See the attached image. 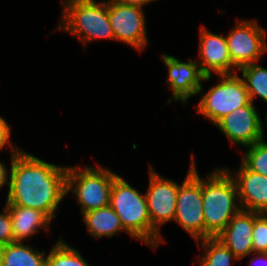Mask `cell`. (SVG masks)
Returning a JSON list of instances; mask_svg holds the SVG:
<instances>
[{
	"label": "cell",
	"mask_w": 267,
	"mask_h": 266,
	"mask_svg": "<svg viewBox=\"0 0 267 266\" xmlns=\"http://www.w3.org/2000/svg\"><path fill=\"white\" fill-rule=\"evenodd\" d=\"M46 266H90L81 253L72 246L70 247L63 238L53 245L46 255Z\"/></svg>",
	"instance_id": "44dd1931"
},
{
	"label": "cell",
	"mask_w": 267,
	"mask_h": 266,
	"mask_svg": "<svg viewBox=\"0 0 267 266\" xmlns=\"http://www.w3.org/2000/svg\"><path fill=\"white\" fill-rule=\"evenodd\" d=\"M190 167L177 193L174 221L181 226L194 241L205 239V222L202 201V178L191 154Z\"/></svg>",
	"instance_id": "52a82bcc"
},
{
	"label": "cell",
	"mask_w": 267,
	"mask_h": 266,
	"mask_svg": "<svg viewBox=\"0 0 267 266\" xmlns=\"http://www.w3.org/2000/svg\"><path fill=\"white\" fill-rule=\"evenodd\" d=\"M253 253H267V213L254 212Z\"/></svg>",
	"instance_id": "603a6c76"
},
{
	"label": "cell",
	"mask_w": 267,
	"mask_h": 266,
	"mask_svg": "<svg viewBox=\"0 0 267 266\" xmlns=\"http://www.w3.org/2000/svg\"><path fill=\"white\" fill-rule=\"evenodd\" d=\"M144 9L108 0V16L114 39L142 52L150 45L147 38Z\"/></svg>",
	"instance_id": "9c48e42d"
},
{
	"label": "cell",
	"mask_w": 267,
	"mask_h": 266,
	"mask_svg": "<svg viewBox=\"0 0 267 266\" xmlns=\"http://www.w3.org/2000/svg\"><path fill=\"white\" fill-rule=\"evenodd\" d=\"M266 36V30L254 19H239L225 36L232 63L239 69L259 62L267 51Z\"/></svg>",
	"instance_id": "ba28073f"
},
{
	"label": "cell",
	"mask_w": 267,
	"mask_h": 266,
	"mask_svg": "<svg viewBox=\"0 0 267 266\" xmlns=\"http://www.w3.org/2000/svg\"><path fill=\"white\" fill-rule=\"evenodd\" d=\"M82 217L87 227V232L94 238L101 239L104 236L111 238L122 231L128 233L124 229L119 216L110 205L85 212Z\"/></svg>",
	"instance_id": "e0dca14e"
},
{
	"label": "cell",
	"mask_w": 267,
	"mask_h": 266,
	"mask_svg": "<svg viewBox=\"0 0 267 266\" xmlns=\"http://www.w3.org/2000/svg\"><path fill=\"white\" fill-rule=\"evenodd\" d=\"M253 226L254 212L241 209L215 238L241 260L253 254Z\"/></svg>",
	"instance_id": "9a60e30c"
},
{
	"label": "cell",
	"mask_w": 267,
	"mask_h": 266,
	"mask_svg": "<svg viewBox=\"0 0 267 266\" xmlns=\"http://www.w3.org/2000/svg\"><path fill=\"white\" fill-rule=\"evenodd\" d=\"M13 242L14 236L12 232L11 215L5 203L3 212L0 213V246L7 245Z\"/></svg>",
	"instance_id": "cb8c5ba5"
},
{
	"label": "cell",
	"mask_w": 267,
	"mask_h": 266,
	"mask_svg": "<svg viewBox=\"0 0 267 266\" xmlns=\"http://www.w3.org/2000/svg\"><path fill=\"white\" fill-rule=\"evenodd\" d=\"M1 266H46V252L35 250L24 242L0 246Z\"/></svg>",
	"instance_id": "ac0fdd59"
},
{
	"label": "cell",
	"mask_w": 267,
	"mask_h": 266,
	"mask_svg": "<svg viewBox=\"0 0 267 266\" xmlns=\"http://www.w3.org/2000/svg\"><path fill=\"white\" fill-rule=\"evenodd\" d=\"M9 179V170H7L6 166L2 161H0V189L5 185H8Z\"/></svg>",
	"instance_id": "83f0119b"
},
{
	"label": "cell",
	"mask_w": 267,
	"mask_h": 266,
	"mask_svg": "<svg viewBox=\"0 0 267 266\" xmlns=\"http://www.w3.org/2000/svg\"><path fill=\"white\" fill-rule=\"evenodd\" d=\"M149 185L146 190L148 214L151 225L158 231L160 226L174 221L179 185L159 175L149 164Z\"/></svg>",
	"instance_id": "7c38bea8"
},
{
	"label": "cell",
	"mask_w": 267,
	"mask_h": 266,
	"mask_svg": "<svg viewBox=\"0 0 267 266\" xmlns=\"http://www.w3.org/2000/svg\"><path fill=\"white\" fill-rule=\"evenodd\" d=\"M241 162L251 171L267 176V142L265 138L245 147Z\"/></svg>",
	"instance_id": "7402d4cb"
},
{
	"label": "cell",
	"mask_w": 267,
	"mask_h": 266,
	"mask_svg": "<svg viewBox=\"0 0 267 266\" xmlns=\"http://www.w3.org/2000/svg\"><path fill=\"white\" fill-rule=\"evenodd\" d=\"M242 210L267 213V176L249 170L242 162L237 173L232 174Z\"/></svg>",
	"instance_id": "5bb4252c"
},
{
	"label": "cell",
	"mask_w": 267,
	"mask_h": 266,
	"mask_svg": "<svg viewBox=\"0 0 267 266\" xmlns=\"http://www.w3.org/2000/svg\"><path fill=\"white\" fill-rule=\"evenodd\" d=\"M202 178V201L205 222V239L215 238L241 210L237 186L224 168Z\"/></svg>",
	"instance_id": "7a4b0ae2"
},
{
	"label": "cell",
	"mask_w": 267,
	"mask_h": 266,
	"mask_svg": "<svg viewBox=\"0 0 267 266\" xmlns=\"http://www.w3.org/2000/svg\"><path fill=\"white\" fill-rule=\"evenodd\" d=\"M217 76L220 81L208 88L206 93H202L201 86L198 92L201 97L196 107L197 113L214 125L230 112L251 102L244 81L237 73Z\"/></svg>",
	"instance_id": "8992f818"
},
{
	"label": "cell",
	"mask_w": 267,
	"mask_h": 266,
	"mask_svg": "<svg viewBox=\"0 0 267 266\" xmlns=\"http://www.w3.org/2000/svg\"><path fill=\"white\" fill-rule=\"evenodd\" d=\"M61 6L59 28L55 30L76 36L84 48L92 40H115L108 16V1L61 0Z\"/></svg>",
	"instance_id": "277c9868"
},
{
	"label": "cell",
	"mask_w": 267,
	"mask_h": 266,
	"mask_svg": "<svg viewBox=\"0 0 267 266\" xmlns=\"http://www.w3.org/2000/svg\"><path fill=\"white\" fill-rule=\"evenodd\" d=\"M11 128L8 122L0 116V151L7 145L9 149H15L17 146L11 144Z\"/></svg>",
	"instance_id": "d4e9b609"
},
{
	"label": "cell",
	"mask_w": 267,
	"mask_h": 266,
	"mask_svg": "<svg viewBox=\"0 0 267 266\" xmlns=\"http://www.w3.org/2000/svg\"><path fill=\"white\" fill-rule=\"evenodd\" d=\"M242 74L245 87L251 102L256 97L261 98L267 104V68L259 66L257 62L238 69Z\"/></svg>",
	"instance_id": "ffe728a7"
},
{
	"label": "cell",
	"mask_w": 267,
	"mask_h": 266,
	"mask_svg": "<svg viewBox=\"0 0 267 266\" xmlns=\"http://www.w3.org/2000/svg\"><path fill=\"white\" fill-rule=\"evenodd\" d=\"M7 202L37 209L51 220L66 195L68 167L51 164L18 146L11 149Z\"/></svg>",
	"instance_id": "6da1fadb"
},
{
	"label": "cell",
	"mask_w": 267,
	"mask_h": 266,
	"mask_svg": "<svg viewBox=\"0 0 267 266\" xmlns=\"http://www.w3.org/2000/svg\"><path fill=\"white\" fill-rule=\"evenodd\" d=\"M109 205L131 238L142 241L152 249L164 242L162 234L151 225L145 193H140L120 175L114 179Z\"/></svg>",
	"instance_id": "3957f363"
},
{
	"label": "cell",
	"mask_w": 267,
	"mask_h": 266,
	"mask_svg": "<svg viewBox=\"0 0 267 266\" xmlns=\"http://www.w3.org/2000/svg\"><path fill=\"white\" fill-rule=\"evenodd\" d=\"M8 211L11 215L12 232L14 242H24L40 229L48 232L51 219L42 211L32 208H26L16 205H11L6 201Z\"/></svg>",
	"instance_id": "2e32d148"
},
{
	"label": "cell",
	"mask_w": 267,
	"mask_h": 266,
	"mask_svg": "<svg viewBox=\"0 0 267 266\" xmlns=\"http://www.w3.org/2000/svg\"><path fill=\"white\" fill-rule=\"evenodd\" d=\"M118 174L97 164L69 167L66 176V195L76 196L81 214L110 204V193Z\"/></svg>",
	"instance_id": "5b68a950"
},
{
	"label": "cell",
	"mask_w": 267,
	"mask_h": 266,
	"mask_svg": "<svg viewBox=\"0 0 267 266\" xmlns=\"http://www.w3.org/2000/svg\"><path fill=\"white\" fill-rule=\"evenodd\" d=\"M253 102L230 112L214 126L234 145L248 147L265 138L264 124Z\"/></svg>",
	"instance_id": "30bf717a"
},
{
	"label": "cell",
	"mask_w": 267,
	"mask_h": 266,
	"mask_svg": "<svg viewBox=\"0 0 267 266\" xmlns=\"http://www.w3.org/2000/svg\"><path fill=\"white\" fill-rule=\"evenodd\" d=\"M254 257L250 260L249 266H267V253H253ZM257 264V265H256Z\"/></svg>",
	"instance_id": "484cf974"
},
{
	"label": "cell",
	"mask_w": 267,
	"mask_h": 266,
	"mask_svg": "<svg viewBox=\"0 0 267 266\" xmlns=\"http://www.w3.org/2000/svg\"><path fill=\"white\" fill-rule=\"evenodd\" d=\"M196 244L204 251L202 256L197 257L201 266H233L232 262L239 260L216 238L201 239L196 241Z\"/></svg>",
	"instance_id": "d6986e66"
},
{
	"label": "cell",
	"mask_w": 267,
	"mask_h": 266,
	"mask_svg": "<svg viewBox=\"0 0 267 266\" xmlns=\"http://www.w3.org/2000/svg\"><path fill=\"white\" fill-rule=\"evenodd\" d=\"M199 58L196 60L202 72L212 76L238 73V68L232 63L229 55L226 37L216 34L201 25L199 33Z\"/></svg>",
	"instance_id": "4fadbf2b"
},
{
	"label": "cell",
	"mask_w": 267,
	"mask_h": 266,
	"mask_svg": "<svg viewBox=\"0 0 267 266\" xmlns=\"http://www.w3.org/2000/svg\"><path fill=\"white\" fill-rule=\"evenodd\" d=\"M161 56L168 70L166 84L172 91V98L168 99V103H171L173 99L175 102L180 101L186 105V101L191 96L198 95L202 83L211 79V75L206 76L199 63L191 58L187 62H183L164 52Z\"/></svg>",
	"instance_id": "8fae6325"
},
{
	"label": "cell",
	"mask_w": 267,
	"mask_h": 266,
	"mask_svg": "<svg viewBox=\"0 0 267 266\" xmlns=\"http://www.w3.org/2000/svg\"><path fill=\"white\" fill-rule=\"evenodd\" d=\"M118 3L124 4V5H134L139 7H144L152 2H155L157 0H114Z\"/></svg>",
	"instance_id": "4316f807"
}]
</instances>
